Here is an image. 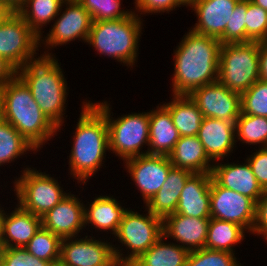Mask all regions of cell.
Here are the masks:
<instances>
[{"label":"cell","instance_id":"50","mask_svg":"<svg viewBox=\"0 0 267 266\" xmlns=\"http://www.w3.org/2000/svg\"><path fill=\"white\" fill-rule=\"evenodd\" d=\"M2 250H3V247L0 245V260H1Z\"/></svg>","mask_w":267,"mask_h":266},{"label":"cell","instance_id":"11","mask_svg":"<svg viewBox=\"0 0 267 266\" xmlns=\"http://www.w3.org/2000/svg\"><path fill=\"white\" fill-rule=\"evenodd\" d=\"M63 7H66L64 11ZM55 19L46 37H43V35L39 37V47H42L41 44H43L45 45L43 50L49 48L46 52L40 54L42 56H55L52 52H48L51 51V48L69 44L77 39H80L79 41L82 39L86 43L93 22L90 13L78 0H65Z\"/></svg>","mask_w":267,"mask_h":266},{"label":"cell","instance_id":"8","mask_svg":"<svg viewBox=\"0 0 267 266\" xmlns=\"http://www.w3.org/2000/svg\"><path fill=\"white\" fill-rule=\"evenodd\" d=\"M259 49L256 41L222 44L218 81L236 93L248 90L260 80Z\"/></svg>","mask_w":267,"mask_h":266},{"label":"cell","instance_id":"42","mask_svg":"<svg viewBox=\"0 0 267 266\" xmlns=\"http://www.w3.org/2000/svg\"><path fill=\"white\" fill-rule=\"evenodd\" d=\"M251 233L255 236L261 235L267 242V191L256 202L255 222Z\"/></svg>","mask_w":267,"mask_h":266},{"label":"cell","instance_id":"2","mask_svg":"<svg viewBox=\"0 0 267 266\" xmlns=\"http://www.w3.org/2000/svg\"><path fill=\"white\" fill-rule=\"evenodd\" d=\"M85 101L82 102V111L74 128L68 163L70 176L80 185L86 184L102 168L107 150L109 152L106 117L92 101Z\"/></svg>","mask_w":267,"mask_h":266},{"label":"cell","instance_id":"41","mask_svg":"<svg viewBox=\"0 0 267 266\" xmlns=\"http://www.w3.org/2000/svg\"><path fill=\"white\" fill-rule=\"evenodd\" d=\"M255 151L246 160L262 189L267 191V147L255 149Z\"/></svg>","mask_w":267,"mask_h":266},{"label":"cell","instance_id":"27","mask_svg":"<svg viewBox=\"0 0 267 266\" xmlns=\"http://www.w3.org/2000/svg\"><path fill=\"white\" fill-rule=\"evenodd\" d=\"M171 100L162 105L170 112L180 137L197 135L204 117L196 103L189 95H173Z\"/></svg>","mask_w":267,"mask_h":266},{"label":"cell","instance_id":"19","mask_svg":"<svg viewBox=\"0 0 267 266\" xmlns=\"http://www.w3.org/2000/svg\"><path fill=\"white\" fill-rule=\"evenodd\" d=\"M210 218H193L173 213L163 219V235L189 252L205 248Z\"/></svg>","mask_w":267,"mask_h":266},{"label":"cell","instance_id":"33","mask_svg":"<svg viewBox=\"0 0 267 266\" xmlns=\"http://www.w3.org/2000/svg\"><path fill=\"white\" fill-rule=\"evenodd\" d=\"M62 239L41 226L24 247L28 253L48 262H59Z\"/></svg>","mask_w":267,"mask_h":266},{"label":"cell","instance_id":"30","mask_svg":"<svg viewBox=\"0 0 267 266\" xmlns=\"http://www.w3.org/2000/svg\"><path fill=\"white\" fill-rule=\"evenodd\" d=\"M246 231L235 223L210 218L205 248L235 254L233 250L245 239V233H248Z\"/></svg>","mask_w":267,"mask_h":266},{"label":"cell","instance_id":"24","mask_svg":"<svg viewBox=\"0 0 267 266\" xmlns=\"http://www.w3.org/2000/svg\"><path fill=\"white\" fill-rule=\"evenodd\" d=\"M87 204L89 206L85 205L84 207L85 225L93 226V229L97 228V231L100 230V232L110 231V234L115 236L128 208L123 207L117 199L110 195H100Z\"/></svg>","mask_w":267,"mask_h":266},{"label":"cell","instance_id":"36","mask_svg":"<svg viewBox=\"0 0 267 266\" xmlns=\"http://www.w3.org/2000/svg\"><path fill=\"white\" fill-rule=\"evenodd\" d=\"M267 41V10L247 0L245 42Z\"/></svg>","mask_w":267,"mask_h":266},{"label":"cell","instance_id":"49","mask_svg":"<svg viewBox=\"0 0 267 266\" xmlns=\"http://www.w3.org/2000/svg\"><path fill=\"white\" fill-rule=\"evenodd\" d=\"M183 7H191L197 0H177Z\"/></svg>","mask_w":267,"mask_h":266},{"label":"cell","instance_id":"23","mask_svg":"<svg viewBox=\"0 0 267 266\" xmlns=\"http://www.w3.org/2000/svg\"><path fill=\"white\" fill-rule=\"evenodd\" d=\"M160 105V106H159ZM149 111L147 154L168 156L180 138L170 112L161 104Z\"/></svg>","mask_w":267,"mask_h":266},{"label":"cell","instance_id":"1","mask_svg":"<svg viewBox=\"0 0 267 266\" xmlns=\"http://www.w3.org/2000/svg\"><path fill=\"white\" fill-rule=\"evenodd\" d=\"M219 39L191 29L174 50L172 95H189L193 90L218 81Z\"/></svg>","mask_w":267,"mask_h":266},{"label":"cell","instance_id":"13","mask_svg":"<svg viewBox=\"0 0 267 266\" xmlns=\"http://www.w3.org/2000/svg\"><path fill=\"white\" fill-rule=\"evenodd\" d=\"M76 238L62 239L58 266H119L112 242L88 235Z\"/></svg>","mask_w":267,"mask_h":266},{"label":"cell","instance_id":"5","mask_svg":"<svg viewBox=\"0 0 267 266\" xmlns=\"http://www.w3.org/2000/svg\"><path fill=\"white\" fill-rule=\"evenodd\" d=\"M143 21L134 12L122 19L93 21L86 43L98 54L131 68L138 60Z\"/></svg>","mask_w":267,"mask_h":266},{"label":"cell","instance_id":"9","mask_svg":"<svg viewBox=\"0 0 267 266\" xmlns=\"http://www.w3.org/2000/svg\"><path fill=\"white\" fill-rule=\"evenodd\" d=\"M20 177L13 181L17 203L25 210L42 217L67 194L58 180L36 168L24 166Z\"/></svg>","mask_w":267,"mask_h":266},{"label":"cell","instance_id":"28","mask_svg":"<svg viewBox=\"0 0 267 266\" xmlns=\"http://www.w3.org/2000/svg\"><path fill=\"white\" fill-rule=\"evenodd\" d=\"M164 235L130 266H185L189 251Z\"/></svg>","mask_w":267,"mask_h":266},{"label":"cell","instance_id":"7","mask_svg":"<svg viewBox=\"0 0 267 266\" xmlns=\"http://www.w3.org/2000/svg\"><path fill=\"white\" fill-rule=\"evenodd\" d=\"M92 103L106 117L110 151L123 161L147 154L141 148L144 144L149 146V112L123 114L113 119L110 103L105 100Z\"/></svg>","mask_w":267,"mask_h":266},{"label":"cell","instance_id":"44","mask_svg":"<svg viewBox=\"0 0 267 266\" xmlns=\"http://www.w3.org/2000/svg\"><path fill=\"white\" fill-rule=\"evenodd\" d=\"M259 65L260 79L267 82V41L260 42Z\"/></svg>","mask_w":267,"mask_h":266},{"label":"cell","instance_id":"12","mask_svg":"<svg viewBox=\"0 0 267 266\" xmlns=\"http://www.w3.org/2000/svg\"><path fill=\"white\" fill-rule=\"evenodd\" d=\"M256 203L249 197L220 186L213 178L210 186V218L244 227L251 234Z\"/></svg>","mask_w":267,"mask_h":266},{"label":"cell","instance_id":"32","mask_svg":"<svg viewBox=\"0 0 267 266\" xmlns=\"http://www.w3.org/2000/svg\"><path fill=\"white\" fill-rule=\"evenodd\" d=\"M235 133L236 142L267 147V117L240 113L235 121Z\"/></svg>","mask_w":267,"mask_h":266},{"label":"cell","instance_id":"47","mask_svg":"<svg viewBox=\"0 0 267 266\" xmlns=\"http://www.w3.org/2000/svg\"><path fill=\"white\" fill-rule=\"evenodd\" d=\"M0 204V245L3 247V214L4 208Z\"/></svg>","mask_w":267,"mask_h":266},{"label":"cell","instance_id":"35","mask_svg":"<svg viewBox=\"0 0 267 266\" xmlns=\"http://www.w3.org/2000/svg\"><path fill=\"white\" fill-rule=\"evenodd\" d=\"M241 113L267 117V82L256 81L241 94Z\"/></svg>","mask_w":267,"mask_h":266},{"label":"cell","instance_id":"25","mask_svg":"<svg viewBox=\"0 0 267 266\" xmlns=\"http://www.w3.org/2000/svg\"><path fill=\"white\" fill-rule=\"evenodd\" d=\"M168 157L173 167L192 173H211L214 165L197 135L180 137Z\"/></svg>","mask_w":267,"mask_h":266},{"label":"cell","instance_id":"34","mask_svg":"<svg viewBox=\"0 0 267 266\" xmlns=\"http://www.w3.org/2000/svg\"><path fill=\"white\" fill-rule=\"evenodd\" d=\"M93 21L117 20L130 16L133 10H122L121 0H78Z\"/></svg>","mask_w":267,"mask_h":266},{"label":"cell","instance_id":"16","mask_svg":"<svg viewBox=\"0 0 267 266\" xmlns=\"http://www.w3.org/2000/svg\"><path fill=\"white\" fill-rule=\"evenodd\" d=\"M77 195L67 194L54 208L41 217L42 227L61 239L81 237L85 226V204Z\"/></svg>","mask_w":267,"mask_h":266},{"label":"cell","instance_id":"14","mask_svg":"<svg viewBox=\"0 0 267 266\" xmlns=\"http://www.w3.org/2000/svg\"><path fill=\"white\" fill-rule=\"evenodd\" d=\"M124 162V168L140 191L145 205L160 190L173 167L169 157L164 155H140Z\"/></svg>","mask_w":267,"mask_h":266},{"label":"cell","instance_id":"39","mask_svg":"<svg viewBox=\"0 0 267 266\" xmlns=\"http://www.w3.org/2000/svg\"><path fill=\"white\" fill-rule=\"evenodd\" d=\"M247 0H239L230 18V27L224 32V44L245 42Z\"/></svg>","mask_w":267,"mask_h":266},{"label":"cell","instance_id":"17","mask_svg":"<svg viewBox=\"0 0 267 266\" xmlns=\"http://www.w3.org/2000/svg\"><path fill=\"white\" fill-rule=\"evenodd\" d=\"M239 0H197L190 8L196 14L192 31L219 39L224 44V32Z\"/></svg>","mask_w":267,"mask_h":266},{"label":"cell","instance_id":"22","mask_svg":"<svg viewBox=\"0 0 267 266\" xmlns=\"http://www.w3.org/2000/svg\"><path fill=\"white\" fill-rule=\"evenodd\" d=\"M41 226V217L23 209L18 203L11 213L4 210L3 248H24Z\"/></svg>","mask_w":267,"mask_h":266},{"label":"cell","instance_id":"38","mask_svg":"<svg viewBox=\"0 0 267 266\" xmlns=\"http://www.w3.org/2000/svg\"><path fill=\"white\" fill-rule=\"evenodd\" d=\"M59 262H48L34 257L25 248H3L0 266H58Z\"/></svg>","mask_w":267,"mask_h":266},{"label":"cell","instance_id":"46","mask_svg":"<svg viewBox=\"0 0 267 266\" xmlns=\"http://www.w3.org/2000/svg\"><path fill=\"white\" fill-rule=\"evenodd\" d=\"M12 12V10L6 6H0V25L4 19Z\"/></svg>","mask_w":267,"mask_h":266},{"label":"cell","instance_id":"26","mask_svg":"<svg viewBox=\"0 0 267 266\" xmlns=\"http://www.w3.org/2000/svg\"><path fill=\"white\" fill-rule=\"evenodd\" d=\"M192 174L193 173L188 170L172 167L160 190L145 205V207L152 214L161 219L175 213L181 191Z\"/></svg>","mask_w":267,"mask_h":266},{"label":"cell","instance_id":"37","mask_svg":"<svg viewBox=\"0 0 267 266\" xmlns=\"http://www.w3.org/2000/svg\"><path fill=\"white\" fill-rule=\"evenodd\" d=\"M234 253L202 248L190 251L185 266H244Z\"/></svg>","mask_w":267,"mask_h":266},{"label":"cell","instance_id":"31","mask_svg":"<svg viewBox=\"0 0 267 266\" xmlns=\"http://www.w3.org/2000/svg\"><path fill=\"white\" fill-rule=\"evenodd\" d=\"M27 151L37 152L10 123L0 117V166L15 162Z\"/></svg>","mask_w":267,"mask_h":266},{"label":"cell","instance_id":"40","mask_svg":"<svg viewBox=\"0 0 267 266\" xmlns=\"http://www.w3.org/2000/svg\"><path fill=\"white\" fill-rule=\"evenodd\" d=\"M135 2V10L133 12L135 14L141 16L147 14H162L167 12H171L177 7H181V4L177 0H134ZM136 11V12H135ZM138 12V13H137Z\"/></svg>","mask_w":267,"mask_h":266},{"label":"cell","instance_id":"15","mask_svg":"<svg viewBox=\"0 0 267 266\" xmlns=\"http://www.w3.org/2000/svg\"><path fill=\"white\" fill-rule=\"evenodd\" d=\"M189 96L203 117L235 122L241 113V94L229 90L219 81L201 86Z\"/></svg>","mask_w":267,"mask_h":266},{"label":"cell","instance_id":"6","mask_svg":"<svg viewBox=\"0 0 267 266\" xmlns=\"http://www.w3.org/2000/svg\"><path fill=\"white\" fill-rule=\"evenodd\" d=\"M145 209L147 213L144 215L132 209H128L123 215L114 237L123 247L125 246L126 256L121 251L124 248L113 244L119 266H130L163 236V219L152 214L146 207Z\"/></svg>","mask_w":267,"mask_h":266},{"label":"cell","instance_id":"45","mask_svg":"<svg viewBox=\"0 0 267 266\" xmlns=\"http://www.w3.org/2000/svg\"><path fill=\"white\" fill-rule=\"evenodd\" d=\"M25 0H0L2 6L10 8L12 11H16Z\"/></svg>","mask_w":267,"mask_h":266},{"label":"cell","instance_id":"18","mask_svg":"<svg viewBox=\"0 0 267 266\" xmlns=\"http://www.w3.org/2000/svg\"><path fill=\"white\" fill-rule=\"evenodd\" d=\"M197 137L213 163L223 161L236 147L235 122L204 117Z\"/></svg>","mask_w":267,"mask_h":266},{"label":"cell","instance_id":"4","mask_svg":"<svg viewBox=\"0 0 267 266\" xmlns=\"http://www.w3.org/2000/svg\"><path fill=\"white\" fill-rule=\"evenodd\" d=\"M41 111L58 127L64 126L68 87L56 56H38L17 70Z\"/></svg>","mask_w":267,"mask_h":266},{"label":"cell","instance_id":"48","mask_svg":"<svg viewBox=\"0 0 267 266\" xmlns=\"http://www.w3.org/2000/svg\"><path fill=\"white\" fill-rule=\"evenodd\" d=\"M256 5L262 7L263 9L267 10V0H251Z\"/></svg>","mask_w":267,"mask_h":266},{"label":"cell","instance_id":"29","mask_svg":"<svg viewBox=\"0 0 267 266\" xmlns=\"http://www.w3.org/2000/svg\"><path fill=\"white\" fill-rule=\"evenodd\" d=\"M64 1L65 0H25L16 12L40 37L44 35V26L51 23L59 14Z\"/></svg>","mask_w":267,"mask_h":266},{"label":"cell","instance_id":"20","mask_svg":"<svg viewBox=\"0 0 267 266\" xmlns=\"http://www.w3.org/2000/svg\"><path fill=\"white\" fill-rule=\"evenodd\" d=\"M212 178L222 187L251 198L255 203L262 197L264 190L256 180L251 166L245 163L214 162Z\"/></svg>","mask_w":267,"mask_h":266},{"label":"cell","instance_id":"3","mask_svg":"<svg viewBox=\"0 0 267 266\" xmlns=\"http://www.w3.org/2000/svg\"><path fill=\"white\" fill-rule=\"evenodd\" d=\"M0 117L10 123L36 150L58 132L41 111L29 87L16 75L0 89Z\"/></svg>","mask_w":267,"mask_h":266},{"label":"cell","instance_id":"21","mask_svg":"<svg viewBox=\"0 0 267 266\" xmlns=\"http://www.w3.org/2000/svg\"><path fill=\"white\" fill-rule=\"evenodd\" d=\"M211 173H193L186 181L175 213L195 218H210Z\"/></svg>","mask_w":267,"mask_h":266},{"label":"cell","instance_id":"10","mask_svg":"<svg viewBox=\"0 0 267 266\" xmlns=\"http://www.w3.org/2000/svg\"><path fill=\"white\" fill-rule=\"evenodd\" d=\"M36 51H39V36L12 11L0 25V56L18 70L37 59Z\"/></svg>","mask_w":267,"mask_h":266},{"label":"cell","instance_id":"43","mask_svg":"<svg viewBox=\"0 0 267 266\" xmlns=\"http://www.w3.org/2000/svg\"><path fill=\"white\" fill-rule=\"evenodd\" d=\"M17 75V69L0 56V89Z\"/></svg>","mask_w":267,"mask_h":266}]
</instances>
